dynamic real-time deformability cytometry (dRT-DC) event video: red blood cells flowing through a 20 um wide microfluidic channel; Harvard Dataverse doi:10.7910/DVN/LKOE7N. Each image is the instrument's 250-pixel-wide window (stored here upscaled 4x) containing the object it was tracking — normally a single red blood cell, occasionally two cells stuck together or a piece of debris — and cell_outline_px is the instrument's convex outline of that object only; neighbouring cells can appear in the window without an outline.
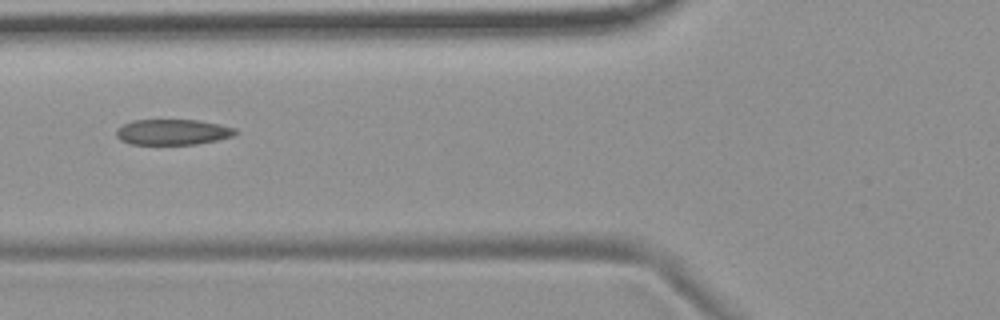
{"species": "common noctule bat (a hibernating species)", "species_latin": "Nyctalus noctula", "temperature_condition": "room temperature", "stored_images_in_passage": 3, "camera_frame_rate_fps": 3000, "um_per_image_px": 0.085, "animal": {"sex": "female", "body_mass_g": 19.9}, "frame": {"image": 1, "passage_image": 3, "time_ms": 2.333, "image_size_px": [1000, 320], "cell_outline_px": [[236, 132], [232, 136], [216, 140], [196, 144], [128, 144], [120, 140], [116, 136], [116, 128], [132, 120], [200, 120], [220, 124], [236, 128]], "centroid_in_image_um": [14.64, 11.22], "position_along_channel_um": 111.2, "area_um2": 17.8}}